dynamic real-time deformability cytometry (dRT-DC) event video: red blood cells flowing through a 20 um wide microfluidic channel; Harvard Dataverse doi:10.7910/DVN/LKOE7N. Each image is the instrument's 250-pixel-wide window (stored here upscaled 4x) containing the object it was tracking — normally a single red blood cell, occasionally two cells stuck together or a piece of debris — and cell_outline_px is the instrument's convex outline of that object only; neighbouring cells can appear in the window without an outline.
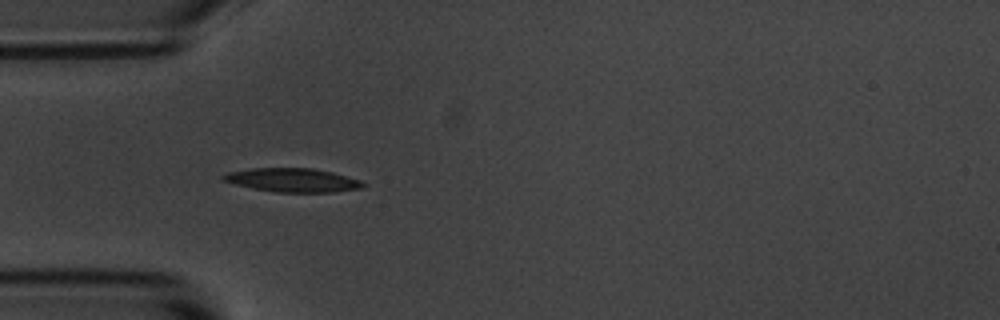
{"species": "common noctule bat (a hibernating species)", "species_latin": "Nyctalus noctula", "temperature_condition": "room temperature", "stored_images_in_passage": 4, "camera_frame_rate_fps": 3000, "um_per_image_px": 0.085, "animal": {"sex": "male", "body_mass_g": 20.1, "forearm_length_mm": 53.5}, "frame": {"image": 1, "passage_image": 2, "time_ms": 1.333, "image_size_px": [1000, 320], "cell_outline_px": [[364, 184], [360, 188], [336, 192], [276, 192], [252, 188], [220, 180], [220, 176], [228, 172], [252, 168], [312, 168], [332, 172], [360, 180]], "centroid_in_image_um": [24.82, 15.31], "position_along_channel_um": 60.2, "area_um2": 19.25}}
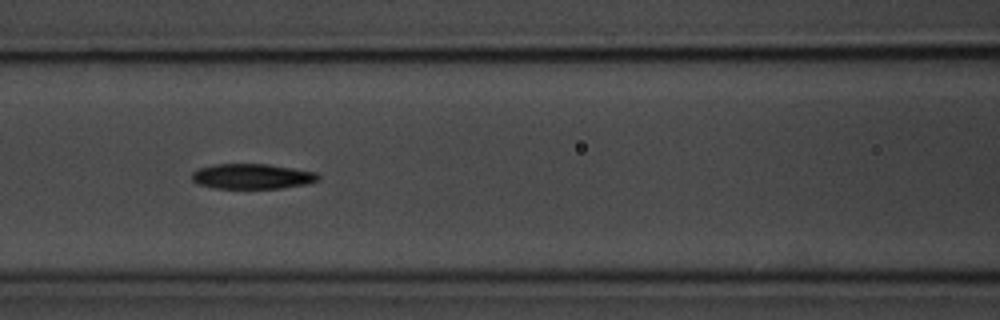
{"frame": {"image": 2, "passage_image": 4, "time_ms": 3.667, "image_size_px": [1000, 320], "cell_outline_px": [[320, 180], [308, 184], [280, 188], [216, 188], [196, 184], [192, 180], [192, 172], [200, 168], [212, 164], [268, 164], [316, 172], [320, 176]], "centroid_in_image_um": [21.44, 14.99], "position_along_channel_um": 145.2, "area_um2": 18.61}}